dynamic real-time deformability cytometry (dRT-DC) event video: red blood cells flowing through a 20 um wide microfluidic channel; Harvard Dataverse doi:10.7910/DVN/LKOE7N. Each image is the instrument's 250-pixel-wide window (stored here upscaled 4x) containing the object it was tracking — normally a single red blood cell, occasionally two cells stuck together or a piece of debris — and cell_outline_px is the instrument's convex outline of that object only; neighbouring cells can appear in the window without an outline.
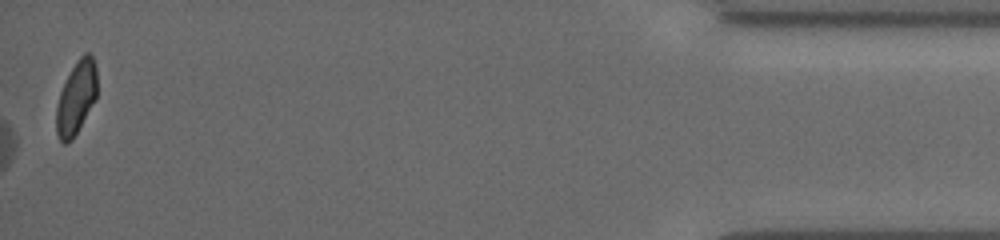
{"species": "common noctule bat (a hibernating species)", "species_latin": "Nyctalus noctula", "temperature_condition": "cold", "stored_images_in_passage": 33, "camera_frame_rate_fps": 3000, "um_per_image_px": 0.085, "animal": {"sex": "female", "body_mass_g": 19.5, "forearm_length_mm": 54.1}, "frame": {"image": 1, "passage_image": 33, "time_ms": 18.667, "image_size_px": [1000, 240], "cell_outline_px": [[96, 100], [72, 140], [68, 144], [64, 144], [60, 140], [56, 132], [56, 108], [60, 92], [72, 68], [80, 56], [84, 52], [88, 52], [92, 56], [96, 68]], "centroid_in_image_um": [6.48, 8.34], "position_along_channel_um": 428.7, "area_um2": 17.28}}